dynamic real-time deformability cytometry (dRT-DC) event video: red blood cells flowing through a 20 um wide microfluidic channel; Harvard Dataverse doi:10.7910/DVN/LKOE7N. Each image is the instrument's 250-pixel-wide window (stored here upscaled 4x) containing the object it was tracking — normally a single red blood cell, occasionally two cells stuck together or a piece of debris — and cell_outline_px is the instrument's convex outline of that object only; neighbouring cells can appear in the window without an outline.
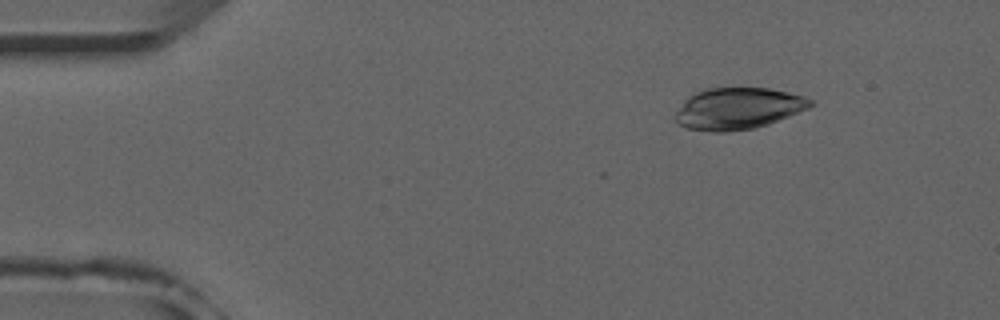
{"species": "common noctule bat (a hibernating species)", "species_latin": "Nyctalus noctula", "temperature_condition": "room temperature", "stored_images_in_passage": 44, "camera_frame_rate_fps": 3000, "um_per_image_px": 0.085, "animal": {"sex": "male", "forearm_length_mm": 52.5}, "frame": {"image": 1, "passage_image": 7, "time_ms": 2.0, "image_size_px": [1000, 320], "cell_outline_px": [[816, 104], [808, 108], [768, 124], [752, 128], [724, 132], [712, 132], [688, 128], [680, 124], [672, 116], [684, 100], [688, 96], [704, 88], [768, 88], [788, 92], [804, 96], [812, 100]], "centroid_in_image_um": [62.71, 9.21], "position_along_channel_um": 22.3, "area_um2": 32.71}}